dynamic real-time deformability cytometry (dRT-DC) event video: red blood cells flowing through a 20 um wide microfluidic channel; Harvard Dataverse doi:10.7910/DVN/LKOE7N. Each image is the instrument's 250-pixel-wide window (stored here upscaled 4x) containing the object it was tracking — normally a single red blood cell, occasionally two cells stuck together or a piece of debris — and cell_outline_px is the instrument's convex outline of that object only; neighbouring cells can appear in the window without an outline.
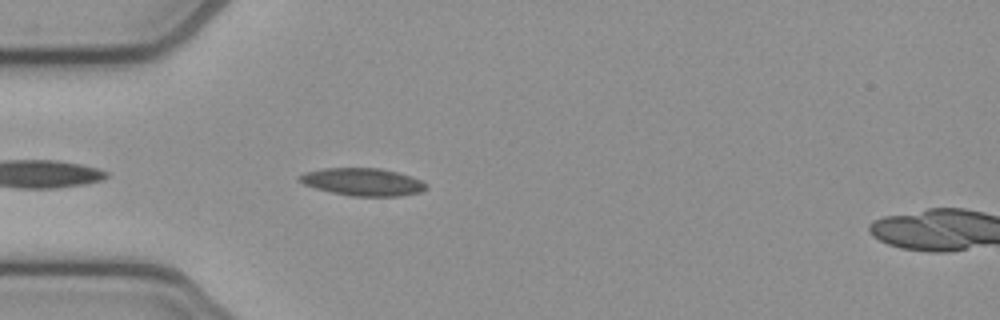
{"species": "common noctule bat (a hibernating species)", "species_latin": "Nyctalus noctula", "temperature_condition": "cold", "stored_images_in_passage": 24, "camera_frame_rate_fps": 3000, "um_per_image_px": 0.085, "animal": {"sex": "female", "body_mass_g": 21.9}, "frame": {"image": 1, "passage_image": 3, "time_ms": 0.667, "image_size_px": [1000, 320], "cell_outline_px": [[428, 188], [420, 192], [400, 196], [352, 196], [332, 192], [316, 188], [304, 184], [296, 180], [296, 176], [304, 172], [324, 168], [380, 168], [396, 172], [420, 180], [428, 184]], "centroid_in_image_um": [30.79, 15.46], "position_along_channel_um": 54.2, "area_um2": 20.35}}
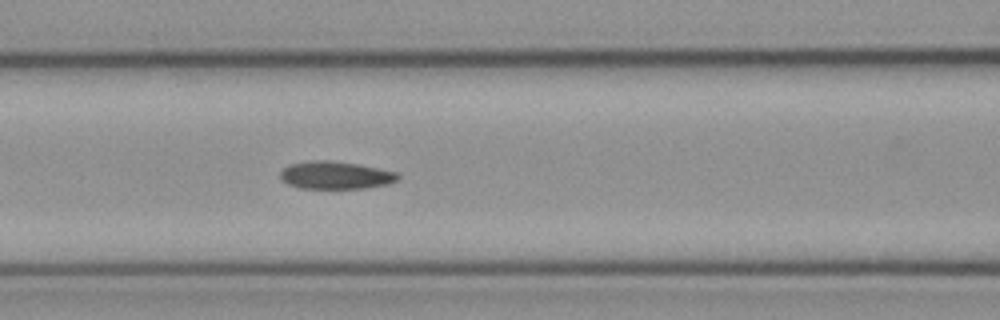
{"frame": {"image": 2, "passage_image": 10, "time_ms": 3.0, "image_size_px": [1000, 320], "cell_outline_px": [[400, 176], [396, 180], [388, 184], [368, 188], [300, 188], [288, 184], [280, 180], [280, 172], [288, 164], [312, 160], [332, 160], [360, 164], [396, 172]], "centroid_in_image_um": [28.5, 14.88], "position_along_channel_um": 138.1, "area_um2": 19.13}}
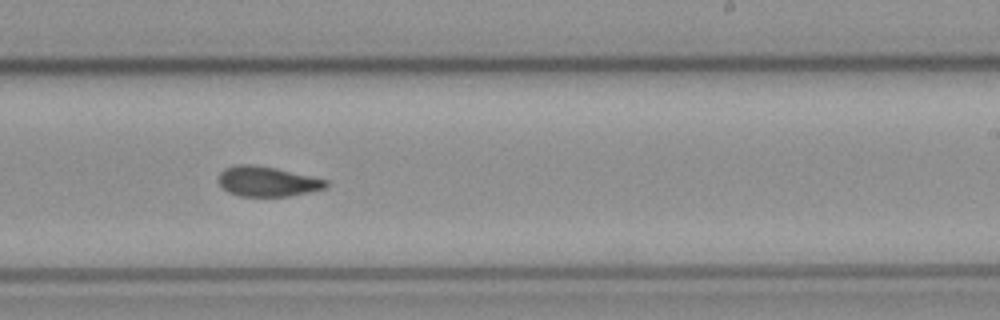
{"frame": {"image": 3, "passage_image": 20, "time_ms": 6.333, "image_size_px": [1000, 320], "cell_outline_px": [[328, 188], [288, 196], [240, 196], [228, 192], [220, 184], [220, 172], [224, 168], [236, 164], [252, 164], [276, 168], [328, 180]], "centroid_in_image_um": [22.74, 15.42], "position_along_channel_um": 266.3, "area_um2": 18.73}}